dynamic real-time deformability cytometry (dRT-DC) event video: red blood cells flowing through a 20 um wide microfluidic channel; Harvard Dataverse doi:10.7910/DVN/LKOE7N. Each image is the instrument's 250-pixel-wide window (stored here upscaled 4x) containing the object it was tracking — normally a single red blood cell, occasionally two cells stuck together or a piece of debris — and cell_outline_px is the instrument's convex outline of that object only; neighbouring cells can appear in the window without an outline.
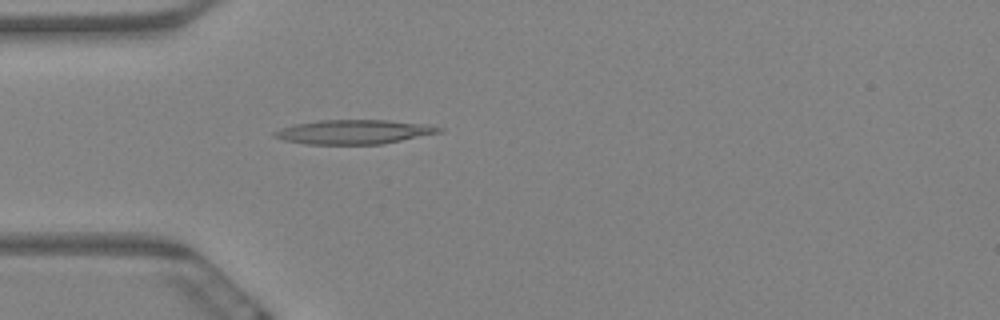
{"species": "Egyptian fruit bat (a non-hibernating species)", "species_latin": "Rousettus aegyptiacus", "temperature_condition": "warm", "stored_images_in_passage": 5, "camera_frame_rate_fps": 3000, "um_per_image_px": 0.085, "animal": {"sex": "female"}, "frame": {"image": 1, "passage_image": 5, "time_ms": 1.333, "image_size_px": [1000, 320], "cell_outline_px": [[444, 132], [380, 144], [308, 144], [284, 140], [272, 136], [272, 132], [280, 128], [296, 124], [316, 120], [388, 120], [424, 124], [444, 128]], "centroid_in_image_um": [30.08, 11.21], "position_along_channel_um": 54.9, "area_um2": 23.24}}